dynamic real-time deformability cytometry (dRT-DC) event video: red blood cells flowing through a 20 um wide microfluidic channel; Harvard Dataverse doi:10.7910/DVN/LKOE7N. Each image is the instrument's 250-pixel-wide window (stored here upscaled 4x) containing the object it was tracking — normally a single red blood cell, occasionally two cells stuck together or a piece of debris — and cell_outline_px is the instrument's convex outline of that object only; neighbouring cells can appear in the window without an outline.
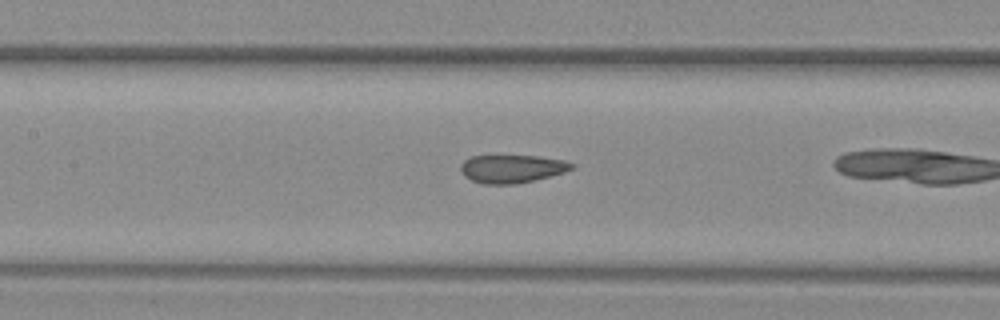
{"species": "common noctule bat (a hibernating species)", "species_latin": "Nyctalus noctula", "temperature_condition": "warm", "stored_images_in_passage": 13, "segment_of_instrument_passage": [2, 2], "camera_frame_rate_fps": 3000, "um_per_image_px": 0.085, "animal": {"sex": "female", "body_mass_g": 29.2, "forearm_length_mm": 56.3}, "frame": {"image": 1, "passage_image": 6, "time_ms": 1.667, "image_size_px": [1000, 320], "cell_outline_px": [[576, 164], [572, 168], [564, 172], [536, 180], [516, 184], [480, 184], [464, 176], [460, 172], [460, 164], [464, 160], [472, 156], [540, 156], [564, 160]], "centroid_in_image_um": [43.5, 14.35], "position_along_channel_um": 163.9, "area_um2": 18.32}}